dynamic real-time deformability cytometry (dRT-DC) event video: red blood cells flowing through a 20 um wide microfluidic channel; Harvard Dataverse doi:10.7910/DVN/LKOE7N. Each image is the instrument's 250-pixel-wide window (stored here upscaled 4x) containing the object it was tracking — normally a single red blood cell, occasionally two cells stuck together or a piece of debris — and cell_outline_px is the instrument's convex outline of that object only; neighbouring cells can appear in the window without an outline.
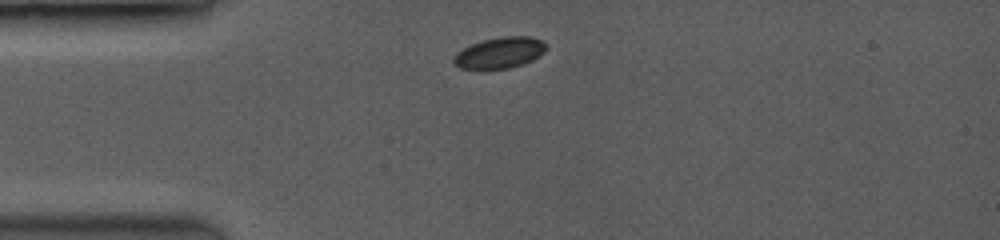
{"species": "common noctule bat (a hibernating species)", "species_latin": "Nyctalus noctula", "temperature_condition": "room temperature", "stored_images_in_passage": 2, "camera_frame_rate_fps": 3500, "um_per_image_px": 0.085, "animal": {"sex": "female", "body_mass_g": 19.0, "forearm_length_mm": 53.3}, "frame": {"image": 1, "passage_image": 1, "time_ms": 0.0, "image_size_px": [1000, 240], "cell_outline_px": [[548, 48], [544, 52], [532, 60], [508, 68], [460, 68], [452, 60], [464, 48], [472, 44], [484, 40], [504, 36], [528, 36], [540, 40], [548, 44]], "centroid_in_image_um": [42.54, 4.46], "position_along_channel_um": 42.5, "area_um2": 16.24}}